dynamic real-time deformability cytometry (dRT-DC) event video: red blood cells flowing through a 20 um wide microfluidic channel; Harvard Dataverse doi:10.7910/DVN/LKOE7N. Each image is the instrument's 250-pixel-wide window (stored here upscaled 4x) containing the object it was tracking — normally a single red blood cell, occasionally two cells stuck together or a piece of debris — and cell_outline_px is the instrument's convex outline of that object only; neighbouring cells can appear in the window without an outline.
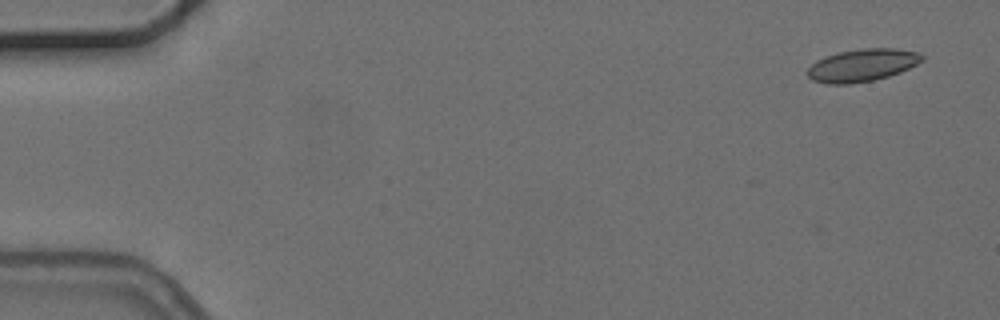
{"species": "common noctule bat (a hibernating species)", "species_latin": "Nyctalus noctula", "temperature_condition": "cold", "stored_images_in_passage": 5, "camera_frame_rate_fps": 3000, "um_per_image_px": 0.085, "animal": {"sex": "female", "body_mass_g": 24.6, "forearm_length_mm": 56.2}, "frame": {"image": 1, "passage_image": 1, "time_ms": 0.0, "image_size_px": [1000, 320], "cell_outline_px": [[924, 60], [900, 72], [888, 76], [872, 80], [848, 84], [828, 84], [812, 80], [808, 76], [808, 68], [816, 60], [840, 52], [864, 48], [896, 48], [920, 52], [924, 56]], "centroid_in_image_um": [73.32, 5.54], "position_along_channel_um": 11.7, "area_um2": 21.56}}
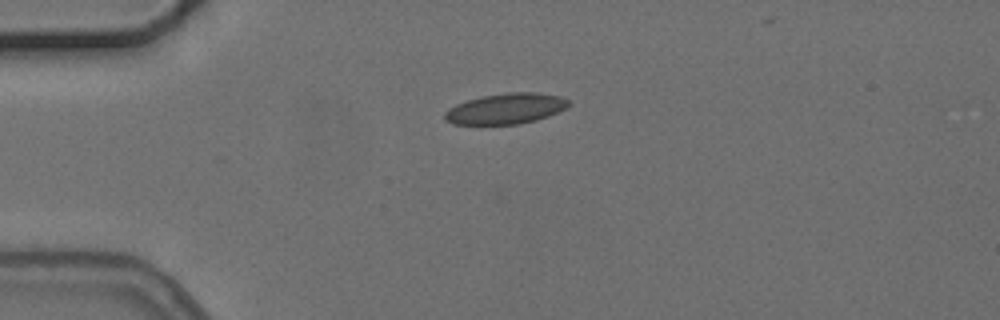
{"frame": {"image": 2, "passage_image": 4, "time_ms": 3.667, "image_size_px": [1000, 320], "cell_outline_px": [[568, 108], [548, 116], [536, 120], [520, 124], [452, 124], [444, 120], [444, 112], [448, 108], [456, 104], [468, 100], [484, 96], [508, 92], [536, 92], [560, 96], [568, 100]], "centroid_in_image_um": [42.99, 9.24], "position_along_channel_um": 42.0, "area_um2": 22.14}}